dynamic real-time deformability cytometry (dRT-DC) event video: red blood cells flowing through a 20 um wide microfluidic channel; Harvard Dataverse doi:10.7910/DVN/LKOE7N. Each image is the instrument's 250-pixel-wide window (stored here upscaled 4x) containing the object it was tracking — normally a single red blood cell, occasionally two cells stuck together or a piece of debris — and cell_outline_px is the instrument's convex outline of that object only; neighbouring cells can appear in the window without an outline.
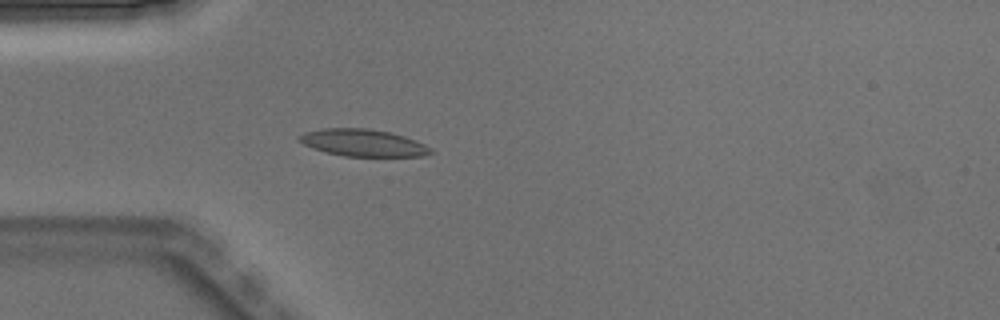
{"species": "Egyptian fruit bat (a non-hibernating species)", "species_latin": "Rousettus aegyptiacus", "temperature_condition": "warm", "stored_images_in_passage": 5, "camera_frame_rate_fps": 3000, "um_per_image_px": 0.085, "animal": {"sex": "male"}, "frame": {"image": 1, "passage_image": 5, "time_ms": 1.333, "image_size_px": [1000, 320], "cell_outline_px": [[432, 152], [424, 156], [344, 156], [324, 152], [312, 148], [296, 140], [296, 136], [304, 132], [324, 128], [368, 128], [392, 132], [416, 140], [432, 148]], "centroid_in_image_um": [30.82, 12.13], "position_along_channel_um": 54.2, "area_um2": 20.98}}